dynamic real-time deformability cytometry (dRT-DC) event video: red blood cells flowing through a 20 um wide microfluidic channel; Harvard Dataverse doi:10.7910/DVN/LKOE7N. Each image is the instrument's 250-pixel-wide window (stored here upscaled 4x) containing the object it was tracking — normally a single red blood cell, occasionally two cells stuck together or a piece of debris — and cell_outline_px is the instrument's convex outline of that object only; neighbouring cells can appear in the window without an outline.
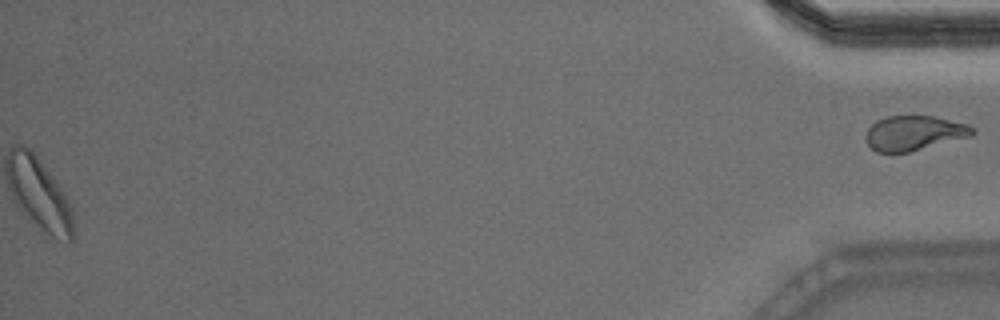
{"species": "Egyptian fruit bat (a non-hibernating species)", "species_latin": "Rousettus aegyptiacus", "temperature_condition": "warm", "stored_images_in_passage": 51, "segment_of_instrument_passage": [2, 2], "camera_frame_rate_fps": 3000, "um_per_image_px": 0.085, "animal": {"sex": "male"}, "frame": {"image": 1, "passage_image": 51, "time_ms": 16.667, "image_size_px": [1000, 320], "cell_outline_px": [[976, 132], [972, 136], [908, 152], [876, 152], [868, 144], [864, 136], [868, 128], [876, 120], [888, 116], [936, 116], [968, 124]], "centroid_in_image_um": [77.7, 11.3], "position_along_channel_um": 357.5, "area_um2": 21.62}}